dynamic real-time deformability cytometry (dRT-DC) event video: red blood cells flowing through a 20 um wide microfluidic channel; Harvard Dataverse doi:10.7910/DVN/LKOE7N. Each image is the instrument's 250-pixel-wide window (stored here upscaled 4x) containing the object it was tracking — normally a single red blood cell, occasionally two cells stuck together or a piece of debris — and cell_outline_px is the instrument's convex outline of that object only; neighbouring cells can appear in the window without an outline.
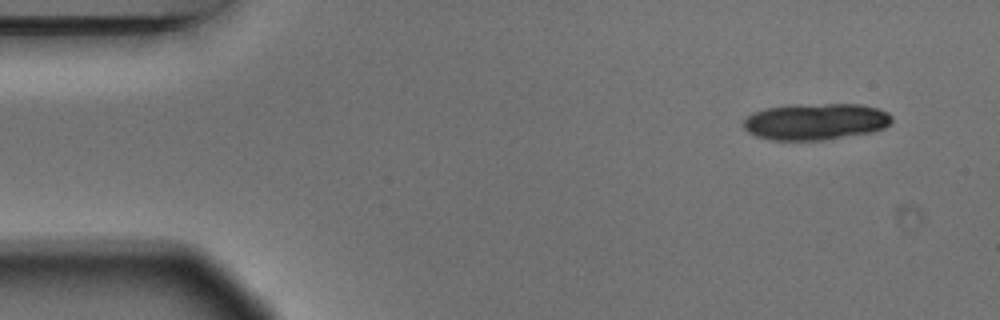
{"species": "Egyptian fruit bat (a non-hibernating species)", "species_latin": "Rousettus aegyptiacus", "temperature_condition": "warm", "stored_images_in_passage": 5, "camera_frame_rate_fps": 3000, "um_per_image_px": 0.085, "animal": {"sex": "male"}, "frame": {"image": 1, "passage_image": 1, "time_ms": 0.0, "image_size_px": [1000, 320], "cell_outline_px": [[892, 120], [884, 128], [872, 132], [824, 140], [772, 140], [756, 136], [748, 132], [744, 128], [744, 120], [752, 112], [764, 108], [792, 104], [864, 104], [880, 108], [888, 112], [892, 116]], "centroid_in_image_um": [69.34, 10.32], "position_along_channel_um": 15.7, "area_um2": 31.96}}